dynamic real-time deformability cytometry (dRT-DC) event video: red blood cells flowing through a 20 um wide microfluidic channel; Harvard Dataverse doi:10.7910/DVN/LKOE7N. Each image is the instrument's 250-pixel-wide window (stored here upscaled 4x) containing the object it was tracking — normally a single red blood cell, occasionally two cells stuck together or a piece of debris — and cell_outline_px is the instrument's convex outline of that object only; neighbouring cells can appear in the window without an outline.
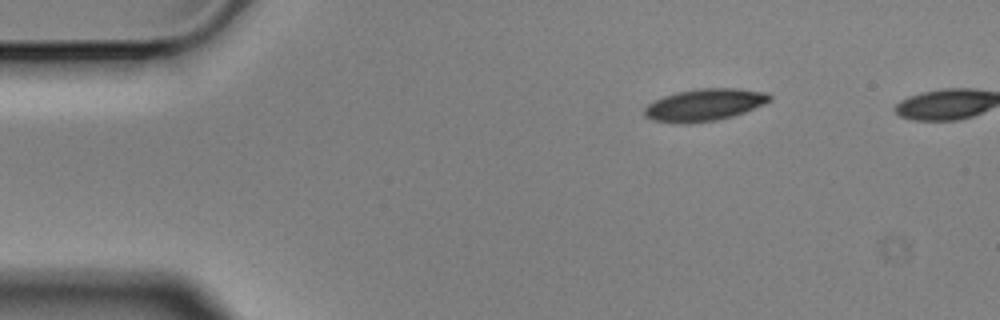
{"species": "Egyptian fruit bat (a non-hibernating species)", "species_latin": "Rousettus aegyptiacus", "temperature_condition": "cold", "stored_images_in_passage": 5, "segment_of_instrument_passage": [2, 2], "camera_frame_rate_fps": 3000, "um_per_image_px": 0.085, "animal": {"sex": "male"}, "frame": {"image": 1, "passage_image": 5, "time_ms": 1.333, "image_size_px": [1000, 320], "cell_outline_px": [[772, 100], [764, 104], [744, 112], [732, 116], [716, 120], [688, 124], [684, 124], [652, 120], [644, 116], [644, 108], [652, 100], [676, 92], [696, 88], [736, 88], [768, 92], [772, 96]], "centroid_in_image_um": [59.87, 8.9], "position_along_channel_um": 25.1, "area_um2": 23.7}}